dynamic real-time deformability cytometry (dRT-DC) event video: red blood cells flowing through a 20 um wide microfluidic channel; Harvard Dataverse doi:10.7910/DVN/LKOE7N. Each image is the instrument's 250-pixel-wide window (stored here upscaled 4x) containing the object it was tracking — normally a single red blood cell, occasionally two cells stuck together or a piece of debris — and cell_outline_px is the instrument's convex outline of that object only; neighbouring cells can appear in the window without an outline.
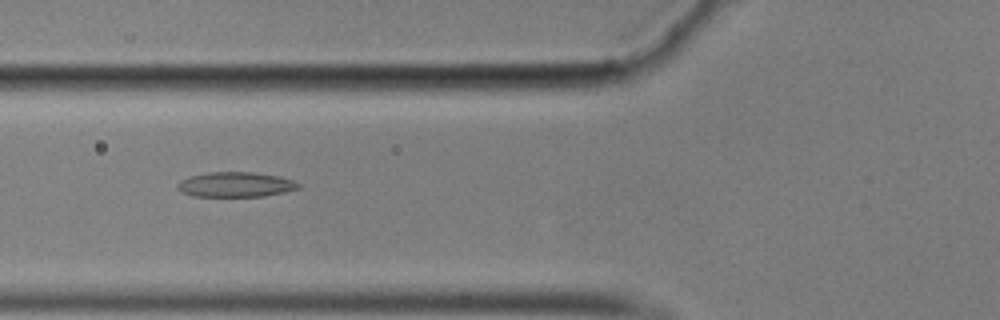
{"species": "common noctule bat (a hibernating species)", "species_latin": "Nyctalus noctula", "temperature_condition": "cold", "stored_images_in_passage": 45, "camera_frame_rate_fps": 3000, "um_per_image_px": 0.085, "animal": {"sex": "male", "body_mass_g": 17.9}, "frame": {"image": 1, "passage_image": 10, "time_ms": 3.0, "image_size_px": [1000, 320], "cell_outline_px": [[300, 188], [284, 192], [264, 196], [192, 196], [176, 188], [176, 184], [180, 180], [192, 176], [208, 172], [252, 172], [280, 176], [292, 180], [300, 184]], "centroid_in_image_um": [20.03, 15.68], "position_along_channel_um": 105.8, "area_um2": 17.51}}
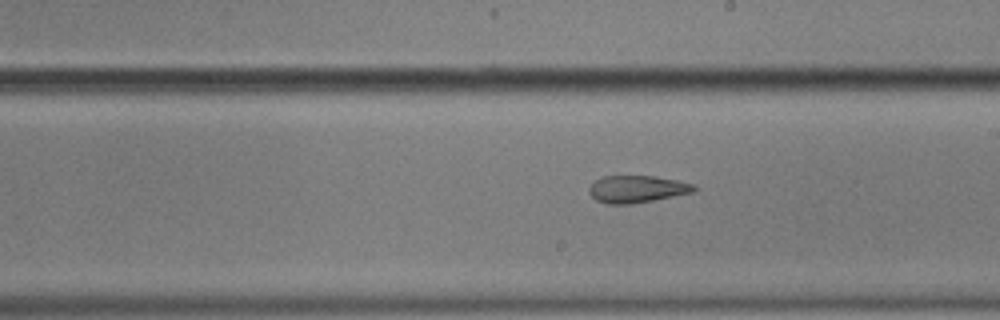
{"frame": {"image": 2, "passage_image": 21, "time_ms": 6.667, "image_size_px": [1000, 320], "cell_outline_px": [[696, 192], [632, 204], [608, 204], [596, 200], [588, 192], [588, 188], [600, 176], [652, 176], [676, 180], [696, 184]], "centroid_in_image_um": [54.15, 16.07], "position_along_channel_um": 234.8, "area_um2": 16.7}}
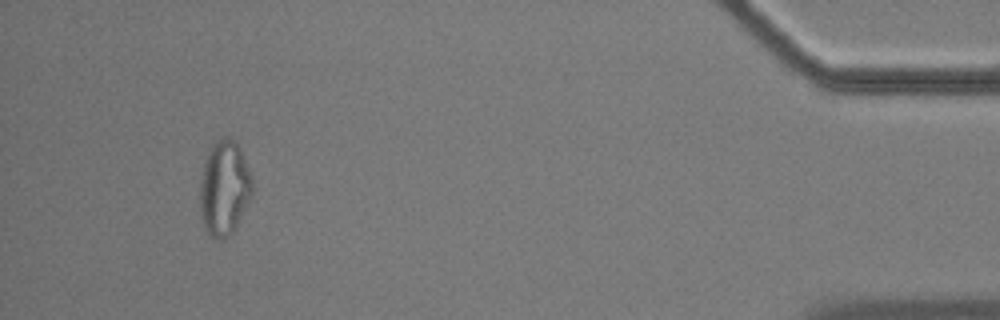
{"frame": {"image": 3, "passage_image": 42, "time_ms": 13.667, "image_size_px": [1000, 320], "cell_outline_px": [[252, 196], [232, 232], [228, 236], [220, 240], [216, 240], [208, 236], [200, 220], [200, 176], [204, 156], [208, 148], [220, 136], [228, 136], [236, 140], [240, 148], [252, 176]], "centroid_in_image_um": [19.02, 15.95], "position_along_channel_um": 416.2, "area_um2": 29.77}, "authors_computed_cell_mechanics": {"area_um2": 18.6694, "velocity_mm_per_s": 3.508, "shape_relaxation_time_tau1_ms": null, "shape_relaxation_time_tau2_ms": 2.7774, "deformation_change_tau1": null, "deformation_change_tau2": 0.1044}}